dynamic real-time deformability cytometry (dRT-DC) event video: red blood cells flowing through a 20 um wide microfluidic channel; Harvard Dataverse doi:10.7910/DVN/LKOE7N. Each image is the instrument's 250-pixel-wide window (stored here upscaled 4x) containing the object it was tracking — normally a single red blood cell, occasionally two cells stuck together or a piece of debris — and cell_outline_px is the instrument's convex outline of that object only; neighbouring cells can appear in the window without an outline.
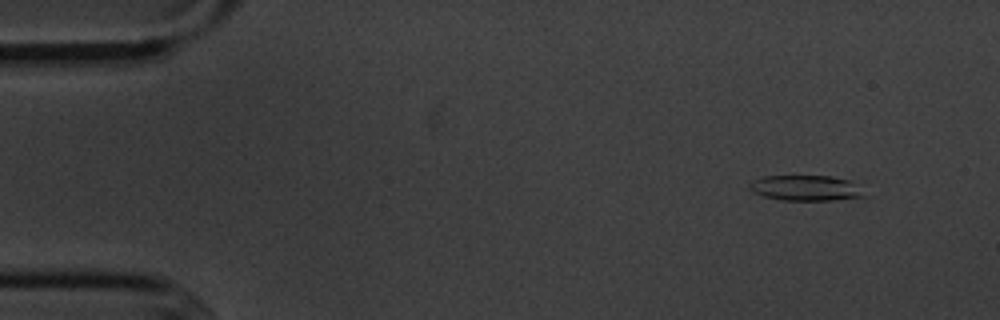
{"species": "common noctule bat (a hibernating species)", "species_latin": "Nyctalus noctula", "temperature_condition": "cold", "stored_images_in_passage": 54, "camera_frame_rate_fps": 3000, "um_per_image_px": 0.085, "animal": {"sex": "male", "body_mass_g": 20.1, "forearm_length_mm": 53.5}, "frame": {"image": 1, "passage_image": 4, "time_ms": 1.0, "image_size_px": [1000, 320], "cell_outline_px": [[868, 196], [836, 200], [780, 200], [764, 196], [752, 192], [748, 188], [748, 184], [752, 180], [764, 176], [832, 176], [848, 180]], "centroid_in_image_um": [68.43, 15.98], "position_along_channel_um": 16.6, "area_um2": 16.99}}
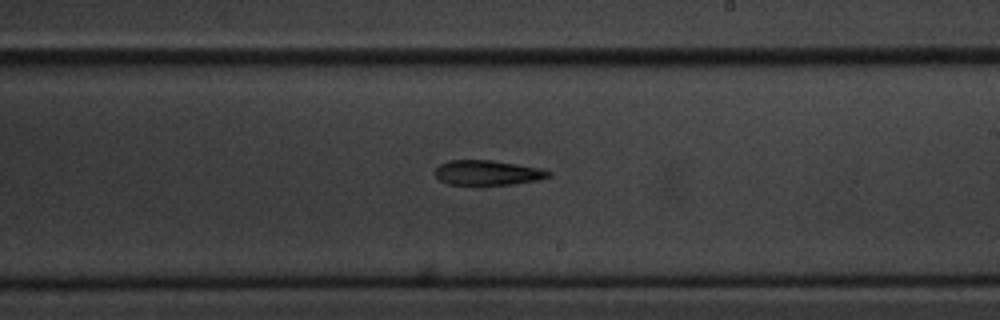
{"frame": {"image": 2, "passage_image": 31, "time_ms": 10.0, "image_size_px": [1000, 320], "cell_outline_px": [[552, 176], [540, 180], [512, 184], [448, 184], [440, 180], [436, 176], [436, 168], [440, 164], [448, 160], [492, 160], [540, 168], [552, 172]], "centroid_in_image_um": [41.48, 14.67], "position_along_channel_um": 247.5, "area_um2": 16.36}}
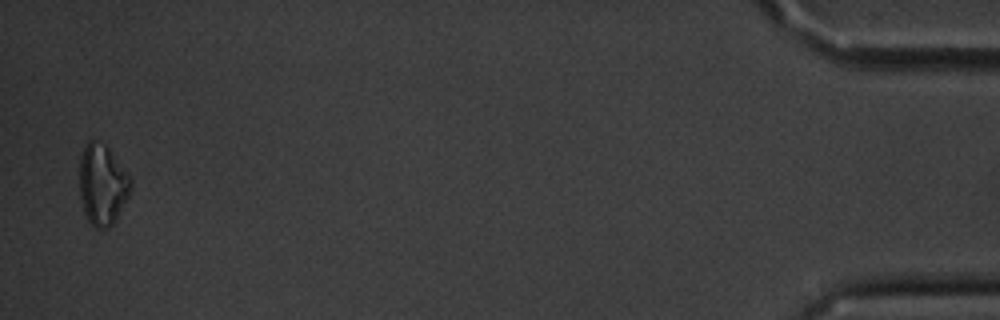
{"frame": {"image": 3, "passage_image": 53, "time_ms": 17.333, "image_size_px": [1000, 320], "cell_outline_px": [[132, 188], [116, 220], [108, 228], [96, 228], [88, 220], [84, 212], [80, 200], [80, 156], [88, 140], [96, 140], [104, 144], [108, 148], [132, 180]], "centroid_in_image_um": [8.69, 15.71], "position_along_channel_um": 426.5, "area_um2": 23.93}}